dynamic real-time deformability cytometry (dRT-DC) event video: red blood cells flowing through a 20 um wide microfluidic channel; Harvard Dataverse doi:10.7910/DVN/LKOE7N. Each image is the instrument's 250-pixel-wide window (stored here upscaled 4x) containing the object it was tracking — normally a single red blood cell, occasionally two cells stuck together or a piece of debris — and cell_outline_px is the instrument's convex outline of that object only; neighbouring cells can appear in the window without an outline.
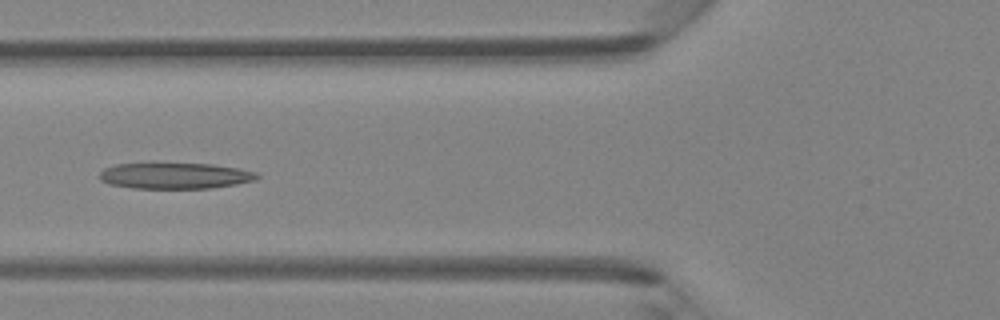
{"species": "Egyptian fruit bat (a non-hibernating species)", "species_latin": "Rousettus aegyptiacus", "temperature_condition": "room temperature", "stored_images_in_passage": 6, "camera_frame_rate_fps": 3000, "um_per_image_px": 0.085, "animal": {"sex": "female"}, "frame": {"image": 1, "passage_image": 6, "time_ms": 5.667, "image_size_px": [1000, 320], "cell_outline_px": [[260, 176], [256, 180], [236, 184], [212, 188], [132, 188], [108, 184], [100, 180], [100, 172], [104, 168], [116, 164], [212, 164], [236, 168], [256, 172]], "centroid_in_image_um": [14.87, 14.95], "position_along_channel_um": 110.9, "area_um2": 23.7}}